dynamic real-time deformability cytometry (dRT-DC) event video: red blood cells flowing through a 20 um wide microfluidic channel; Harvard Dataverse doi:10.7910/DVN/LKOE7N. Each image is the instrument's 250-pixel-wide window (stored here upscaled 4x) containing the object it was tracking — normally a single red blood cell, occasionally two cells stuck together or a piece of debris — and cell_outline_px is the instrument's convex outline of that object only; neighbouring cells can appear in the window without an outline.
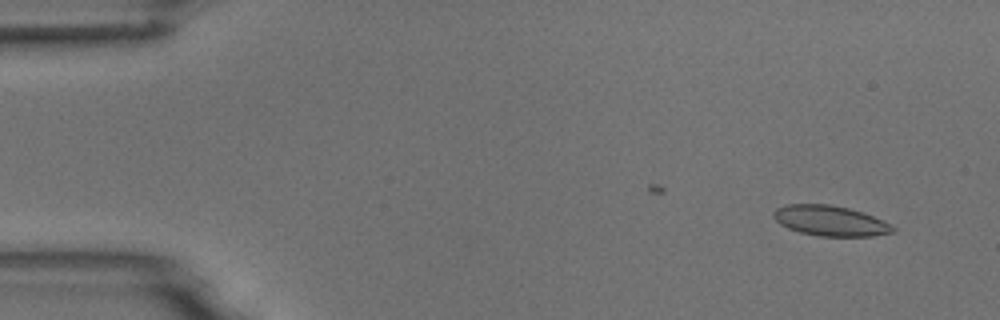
{"species": "common noctule bat (a hibernating species)", "species_latin": "Nyctalus noctula", "temperature_condition": "room temperature", "stored_images_in_passage": 3, "camera_frame_rate_fps": 3000, "um_per_image_px": 0.085, "animal": {"sex": "male", "body_mass_g": 18.8}, "frame": {"image": 1, "passage_image": 3, "time_ms": 2.333, "image_size_px": [1000, 320], "cell_outline_px": [[896, 232], [872, 236], [820, 236], [800, 232], [788, 228], [780, 224], [772, 216], [772, 212], [776, 208], [788, 204], [828, 204], [848, 208], [872, 216], [896, 228]], "centroid_in_image_um": [70.53, 18.77], "position_along_channel_um": 14.5, "area_um2": 20.87}}